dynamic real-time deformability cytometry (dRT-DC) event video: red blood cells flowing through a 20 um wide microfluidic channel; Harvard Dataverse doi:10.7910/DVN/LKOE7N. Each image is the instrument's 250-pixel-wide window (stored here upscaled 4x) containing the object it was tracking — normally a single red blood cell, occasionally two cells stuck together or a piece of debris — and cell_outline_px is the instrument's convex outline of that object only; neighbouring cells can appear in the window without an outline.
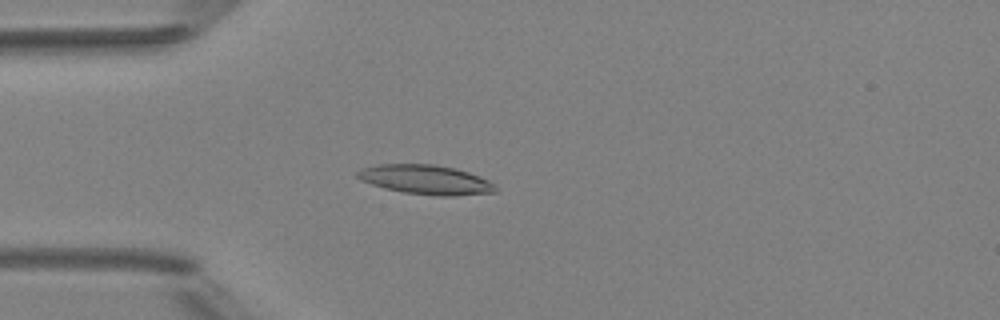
{"species": "Egyptian fruit bat (a non-hibernating species)", "species_latin": "Rousettus aegyptiacus", "temperature_condition": "room temperature", "stored_images_in_passage": 6, "camera_frame_rate_fps": 3000, "um_per_image_px": 0.085, "animal": {"sex": "female"}, "frame": {"image": 1, "passage_image": 4, "time_ms": 4.333, "image_size_px": [1000, 320], "cell_outline_px": [[496, 192], [452, 196], [440, 196], [404, 192], [384, 188], [360, 180], [356, 176], [356, 172], [360, 168], [376, 164], [436, 164], [468, 172], [480, 176], [496, 184]], "centroid_in_image_um": [36.17, 15.26], "position_along_channel_um": 48.8, "area_um2": 23.7}}
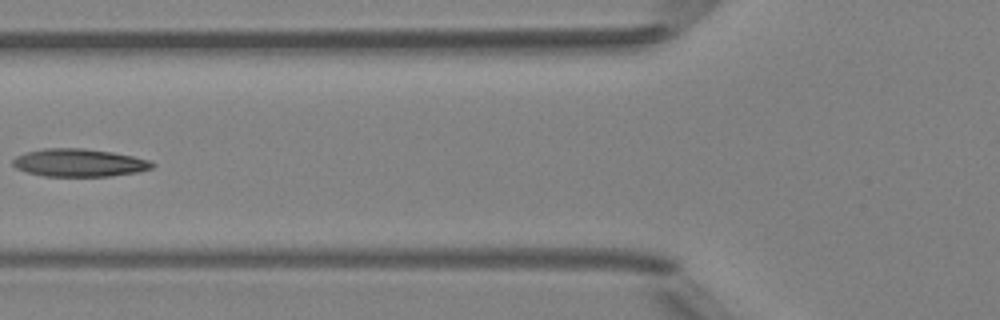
{"frame": {"image": 2, "passage_image": 6, "time_ms": 6.333, "image_size_px": [1000, 320], "cell_outline_px": [[156, 164], [152, 168], [136, 172], [108, 176], [44, 176], [28, 172], [16, 168], [12, 164], [12, 160], [16, 156], [24, 152], [44, 148], [84, 148], [112, 152], [132, 156], [148, 160]], "centroid_in_image_um": [6.69, 13.82], "position_along_channel_um": 119.1, "area_um2": 22.54}}